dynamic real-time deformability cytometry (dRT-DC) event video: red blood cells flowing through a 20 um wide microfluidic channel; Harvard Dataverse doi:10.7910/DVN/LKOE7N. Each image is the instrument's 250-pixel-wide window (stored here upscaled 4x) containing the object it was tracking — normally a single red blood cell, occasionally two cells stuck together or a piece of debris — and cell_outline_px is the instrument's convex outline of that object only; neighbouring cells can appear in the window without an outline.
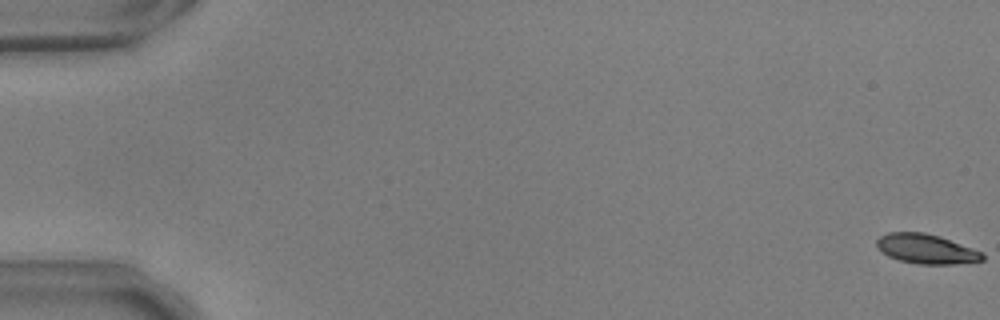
{"species": "common noctule bat (a hibernating species)", "species_latin": "Nyctalus noctula", "temperature_condition": "warm", "stored_images_in_passage": 10, "camera_frame_rate_fps": 3000, "um_per_image_px": 0.085, "animal": {"sex": "male", "body_mass_g": 17.9, "forearm_length_mm": 54.2}, "frame": {"image": 1, "passage_image": 1, "time_ms": 0.0, "image_size_px": [1000, 320], "cell_outline_px": [[984, 260], [956, 264], [916, 264], [900, 260], [888, 256], [876, 248], [876, 240], [880, 236], [888, 232], [924, 232], [940, 236], [984, 252]], "centroid_in_image_um": [78.73, 21.15], "position_along_channel_um": 6.3, "area_um2": 18.44}}